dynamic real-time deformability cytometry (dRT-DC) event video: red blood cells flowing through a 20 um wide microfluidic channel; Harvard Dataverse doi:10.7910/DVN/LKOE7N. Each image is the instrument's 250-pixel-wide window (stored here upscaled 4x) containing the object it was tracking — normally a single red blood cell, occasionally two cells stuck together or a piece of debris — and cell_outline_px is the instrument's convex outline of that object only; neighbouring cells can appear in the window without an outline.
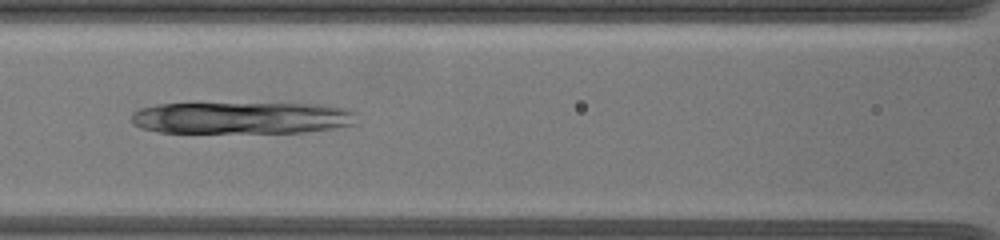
{"species": "common noctule bat (a hibernating species)", "species_latin": "Nyctalus noctula", "temperature_condition": "warm", "stored_images_in_passage": 46, "camera_frame_rate_fps": 3000, "um_per_image_px": 0.085, "animal": {"sex": "female", "body_mass_g": 19.5, "forearm_length_mm": 54.1}, "frame": {"image": 1, "passage_image": 21, "time_ms": 9.333, "image_size_px": [1000, 240], "cell_outline_px": [[356, 124], [332, 128], [304, 132], [160, 132], [140, 128], [132, 124], [132, 112], [140, 108], [156, 104], [328, 104], [348, 108], [356, 112]], "centroid_in_image_um": [20.58, 10.01], "position_along_channel_um": 146.0, "area_um2": 42.02}}
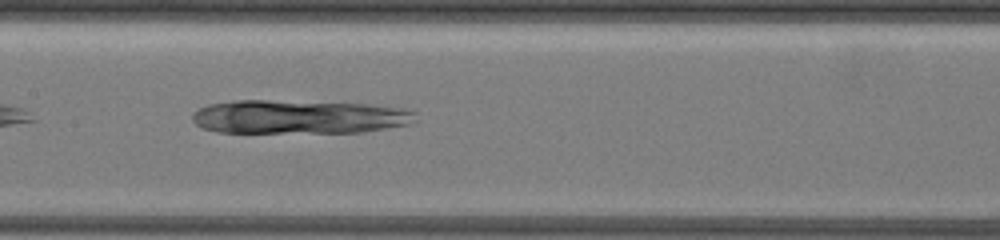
{"frame": {"image": 2, "passage_image": 23, "time_ms": 10.333, "image_size_px": [1000, 240], "cell_outline_px": [[420, 120], [416, 124], [364, 132], [216, 132], [200, 128], [192, 120], [192, 116], [200, 108], [208, 104], [232, 100], [268, 100], [368, 104], [404, 108], [416, 112]], "centroid_in_image_um": [25.5, 9.93], "position_along_channel_um": 181.9, "area_um2": 44.51}}